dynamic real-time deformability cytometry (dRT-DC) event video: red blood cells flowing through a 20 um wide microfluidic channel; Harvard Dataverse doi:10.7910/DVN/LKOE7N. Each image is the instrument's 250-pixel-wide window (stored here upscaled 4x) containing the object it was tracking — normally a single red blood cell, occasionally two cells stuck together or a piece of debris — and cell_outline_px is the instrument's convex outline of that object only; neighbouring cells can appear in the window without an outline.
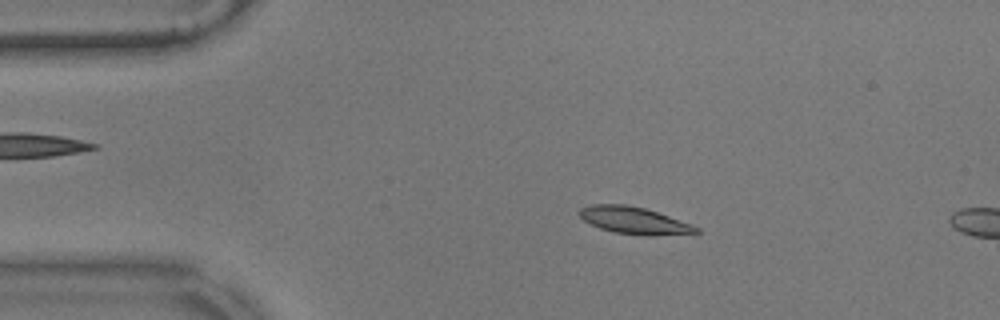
{"species": "common noctule bat (a hibernating species)", "species_latin": "Nyctalus noctula", "temperature_condition": "warm", "stored_images_in_passage": 14, "camera_frame_rate_fps": 3000, "um_per_image_px": 0.085, "animal": {"sex": "male", "body_mass_g": 17.9}, "frame": {"image": 1, "passage_image": 10, "time_ms": 3.0, "image_size_px": [1000, 320], "cell_outline_px": [[700, 232], [652, 236], [648, 236], [612, 232], [600, 228], [584, 220], [580, 216], [580, 208], [592, 204], [624, 204], [644, 208], [692, 224], [700, 228]], "centroid_in_image_um": [53.91, 18.74], "position_along_channel_um": 31.1, "area_um2": 18.21}}